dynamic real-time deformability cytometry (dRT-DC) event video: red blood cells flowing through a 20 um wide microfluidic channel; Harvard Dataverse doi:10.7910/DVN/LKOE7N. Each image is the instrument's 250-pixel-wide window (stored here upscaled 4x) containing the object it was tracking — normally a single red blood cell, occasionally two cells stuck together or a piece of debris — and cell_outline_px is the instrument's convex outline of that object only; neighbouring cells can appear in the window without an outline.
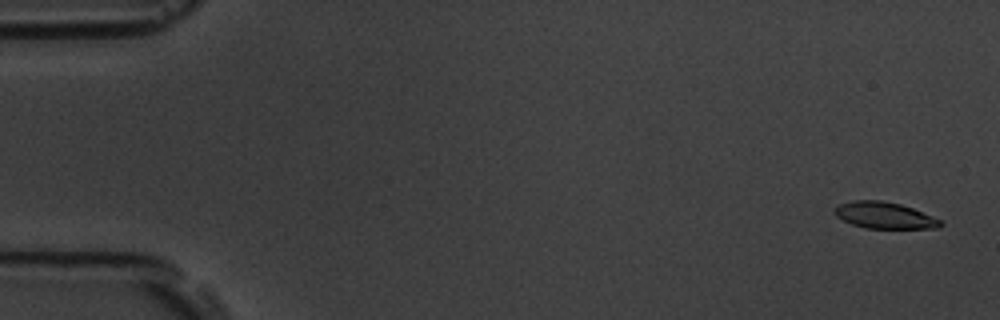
{"species": "common noctule bat (a hibernating species)", "species_latin": "Nyctalus noctula", "temperature_condition": "room temperature", "stored_images_in_passage": 54, "camera_frame_rate_fps": 3000, "um_per_image_px": 0.085, "animal": {"sex": "male", "body_mass_g": 19.5, "forearm_length_mm": 54.6}, "frame": {"image": 1, "passage_image": 2, "time_ms": 0.333, "image_size_px": [1000, 320], "cell_outline_px": [[944, 224], [940, 228], [864, 228], [852, 224], [836, 216], [832, 212], [840, 204], [852, 200], [880, 200], [900, 204], [912, 208], [932, 216], [940, 220]], "centroid_in_image_um": [75.17, 18.3], "position_along_channel_um": 9.8, "area_um2": 16.24}}
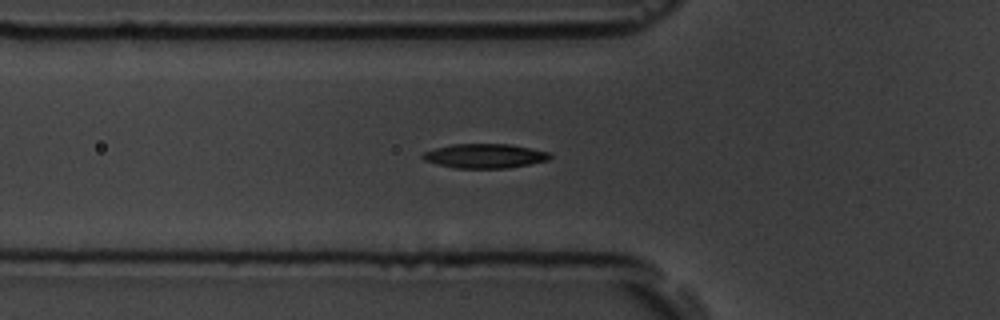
{"frame": {"image": 2, "passage_image": 19, "time_ms": 6.0, "image_size_px": [1000, 320], "cell_outline_px": [[552, 156], [548, 160], [508, 168], [456, 168], [436, 164], [424, 160], [420, 156], [424, 152], [436, 148], [452, 144], [508, 144], [548, 152]], "centroid_in_image_um": [41.16, 13.26], "position_along_channel_um": 84.6, "area_um2": 17.86}}
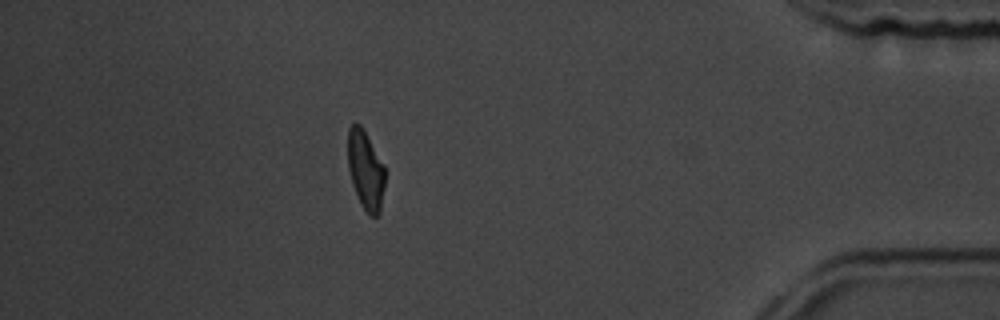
{"frame": {"image": 3, "passage_image": 48, "time_ms": 15.667, "image_size_px": [1000, 320], "cell_outline_px": [[384, 188], [380, 212], [376, 216], [368, 216], [360, 204], [356, 196], [352, 184], [348, 168], [348, 128], [352, 124], [360, 124], [364, 128], [384, 164]], "centroid_in_image_um": [31.07, 14.46], "position_along_channel_um": 404.1, "area_um2": 17.4}, "authors_computed_cell_mechanics": {"area_um2": 17.34, "velocity_mm_per_s": 3.7824, "shape_relaxation_time_tau1_ms": 2.871, "shape_relaxation_time_tau2_ms": 2.8424, "deformation_change_tau1": 0.1269, "deformation_change_tau2": 0.0905}}